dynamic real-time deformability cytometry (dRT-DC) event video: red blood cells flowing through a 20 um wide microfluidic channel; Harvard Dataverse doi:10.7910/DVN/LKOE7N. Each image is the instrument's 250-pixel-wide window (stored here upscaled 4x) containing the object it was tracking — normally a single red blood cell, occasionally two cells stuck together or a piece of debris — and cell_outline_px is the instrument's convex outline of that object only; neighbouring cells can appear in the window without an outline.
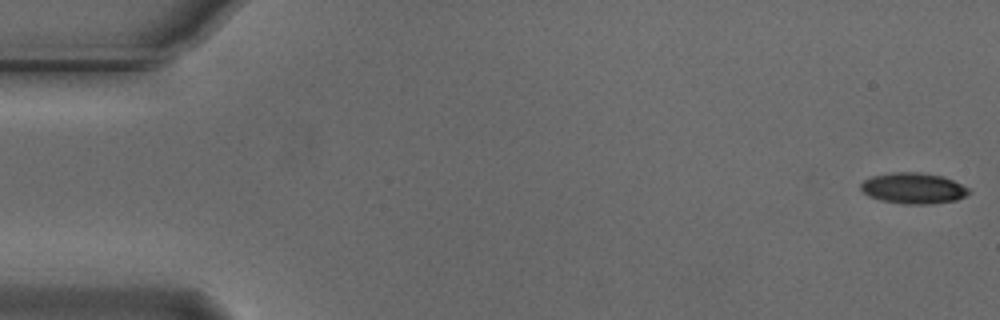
{"species": "Egyptian fruit bat (a non-hibernating species)", "species_latin": "Rousettus aegyptiacus", "temperature_condition": "cold", "stored_images_in_passage": 12, "camera_frame_rate_fps": 3000, "um_per_image_px": 0.085, "animal": {"sex": "male"}, "frame": {"image": 1, "passage_image": 1, "time_ms": 0.0, "image_size_px": [1000, 320], "cell_outline_px": [[972, 192], [956, 200], [928, 204], [904, 204], [884, 200], [868, 196], [860, 188], [860, 184], [864, 180], [872, 176], [892, 172], [920, 172], [944, 176], [968, 188]], "centroid_in_image_um": [77.63, 15.99], "position_along_channel_um": 7.4, "area_um2": 19.36}}